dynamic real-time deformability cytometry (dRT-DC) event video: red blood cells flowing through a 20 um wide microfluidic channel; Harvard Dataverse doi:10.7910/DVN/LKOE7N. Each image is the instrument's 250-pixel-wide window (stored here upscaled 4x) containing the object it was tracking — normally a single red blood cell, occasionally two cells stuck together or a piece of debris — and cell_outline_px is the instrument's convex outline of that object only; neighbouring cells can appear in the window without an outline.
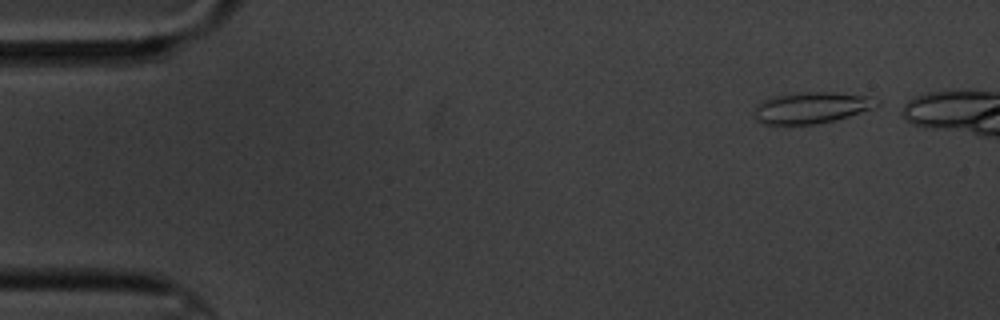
{"species": "common noctule bat (a hibernating species)", "species_latin": "Nyctalus noctula", "temperature_condition": "cold", "stored_images_in_passage": 5, "camera_frame_rate_fps": 3000, "um_per_image_px": 0.085, "animal": {"sex": "male", "body_mass_g": 20.1, "forearm_length_mm": 53.5}, "frame": {"image": 1, "passage_image": 1, "time_ms": 0.0, "image_size_px": [1000, 320], "cell_outline_px": [[880, 104], [872, 108], [836, 120], [816, 124], [764, 124], [756, 120], [752, 112], [756, 104], [772, 96], [804, 92], [832, 92], [868, 96], [880, 100]], "centroid_in_image_um": [68.94, 9.15], "position_along_channel_um": 16.1, "area_um2": 22.43}}